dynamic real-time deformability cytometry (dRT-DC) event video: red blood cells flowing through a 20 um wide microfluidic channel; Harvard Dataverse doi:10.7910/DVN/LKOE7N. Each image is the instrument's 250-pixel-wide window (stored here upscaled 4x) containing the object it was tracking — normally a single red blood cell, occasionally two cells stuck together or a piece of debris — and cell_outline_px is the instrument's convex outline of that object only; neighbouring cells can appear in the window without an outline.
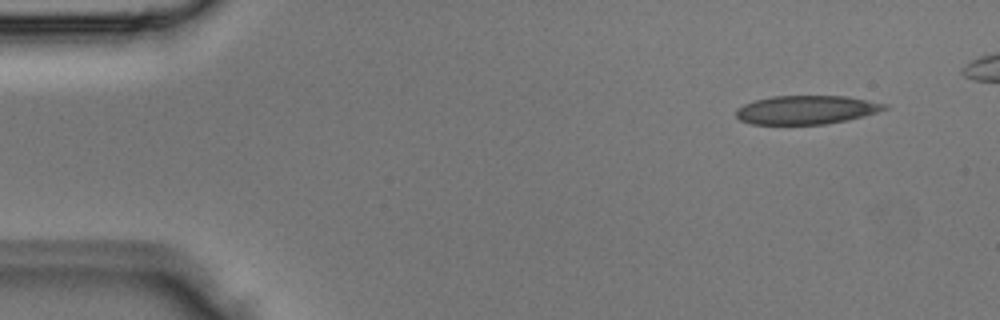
{"species": "Egyptian fruit bat (a non-hibernating species)", "species_latin": "Rousettus aegyptiacus", "temperature_condition": "room temperature", "stored_images_in_passage": 4, "camera_frame_rate_fps": 3000, "um_per_image_px": 0.085, "animal": {"sex": "male"}, "frame": {"image": 1, "passage_image": 1, "time_ms": 0.0, "image_size_px": [1000, 320], "cell_outline_px": [[888, 108], [864, 116], [848, 120], [824, 124], [752, 124], [740, 120], [736, 116], [736, 108], [744, 104], [756, 100], [772, 96], [848, 96], [888, 104]], "centroid_in_image_um": [68.55, 9.33], "position_along_channel_um": 16.5, "area_um2": 24.8}}